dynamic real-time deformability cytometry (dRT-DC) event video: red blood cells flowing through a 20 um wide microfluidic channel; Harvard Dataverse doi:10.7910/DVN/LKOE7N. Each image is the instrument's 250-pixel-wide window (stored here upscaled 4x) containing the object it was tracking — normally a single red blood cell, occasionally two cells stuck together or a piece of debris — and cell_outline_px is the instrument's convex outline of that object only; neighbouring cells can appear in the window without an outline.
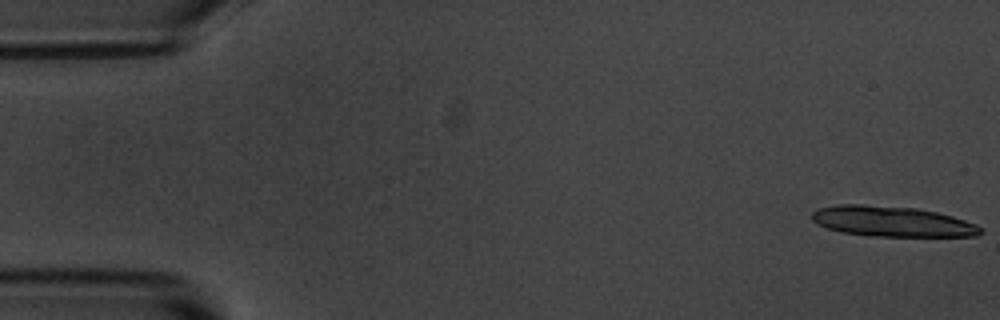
{"species": "common noctule bat (a hibernating species)", "species_latin": "Nyctalus noctula", "temperature_condition": "room temperature", "stored_images_in_passage": 6, "camera_frame_rate_fps": 3000, "um_per_image_px": 0.085, "animal": {"sex": "male", "body_mass_g": 20.1, "forearm_length_mm": 53.5}, "frame": {"image": 1, "passage_image": 1, "time_ms": 0.0, "image_size_px": [1000, 320], "cell_outline_px": [[984, 232], [976, 236], [876, 236], [840, 232], [828, 228], [812, 220], [812, 212], [820, 208], [840, 204], [864, 204], [916, 208], [936, 212], [952, 216], [976, 224]], "centroid_in_image_um": [75.83, 18.82], "position_along_channel_um": 9.2, "area_um2": 29.65}}